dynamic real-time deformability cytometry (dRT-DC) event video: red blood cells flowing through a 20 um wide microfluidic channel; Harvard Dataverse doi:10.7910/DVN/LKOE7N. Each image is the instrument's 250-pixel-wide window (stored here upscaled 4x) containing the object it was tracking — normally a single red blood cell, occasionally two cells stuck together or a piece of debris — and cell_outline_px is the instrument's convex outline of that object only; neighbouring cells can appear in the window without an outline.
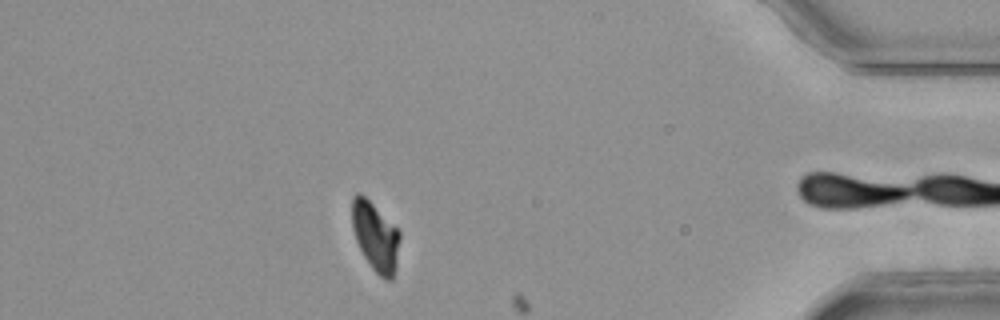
{"species": "common noctule bat (a hibernating species)", "species_latin": "Nyctalus noctula", "temperature_condition": "room temperature", "stored_images_in_passage": 42, "camera_frame_rate_fps": 3000, "um_per_image_px": 0.085, "animal": {"sex": "female", "body_mass_g": 25.1}, "frame": {"image": 1, "passage_image": 37, "time_ms": 12.0, "image_size_px": [1000, 320], "cell_outline_px": [[400, 240], [396, 264], [392, 280], [384, 280], [372, 268], [364, 256], [356, 240], [352, 228], [352, 196], [356, 192], [360, 192], [400, 232]], "centroid_in_image_um": [31.9, 20.11], "position_along_channel_um": 403.3, "area_um2": 18.9}}